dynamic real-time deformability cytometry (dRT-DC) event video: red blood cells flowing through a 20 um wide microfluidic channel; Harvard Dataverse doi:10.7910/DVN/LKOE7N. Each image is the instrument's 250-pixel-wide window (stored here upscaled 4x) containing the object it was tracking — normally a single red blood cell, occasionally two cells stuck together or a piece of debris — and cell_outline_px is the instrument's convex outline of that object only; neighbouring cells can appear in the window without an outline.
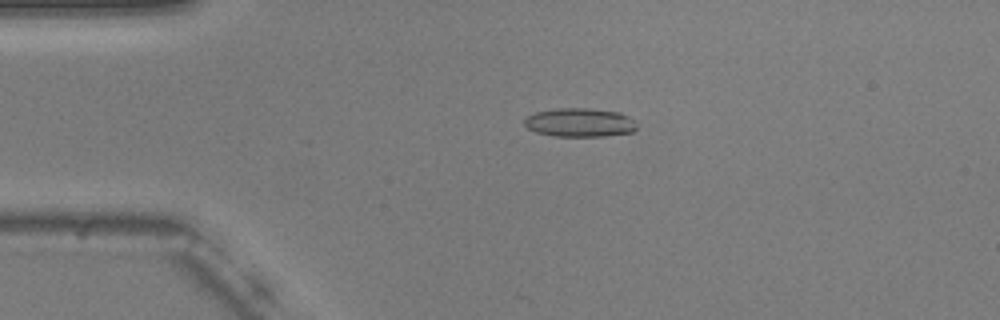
{"species": "common noctule bat (a hibernating species)", "species_latin": "Nyctalus noctula", "temperature_condition": "warm", "stored_images_in_passage": 54, "camera_frame_rate_fps": 3000, "um_per_image_px": 0.085, "animal": {"sex": "male", "body_mass_g": 20.5, "forearm_length_mm": 52.5}, "frame": {"image": 1, "passage_image": 12, "time_ms": 3.667, "image_size_px": [1000, 320], "cell_outline_px": [[636, 128], [632, 132], [604, 136], [556, 136], [536, 132], [528, 128], [524, 124], [524, 120], [528, 116], [536, 112], [556, 108], [588, 108], [620, 112], [636, 120]], "centroid_in_image_um": [49.3, 10.41], "position_along_channel_um": 35.7, "area_um2": 18.84}}
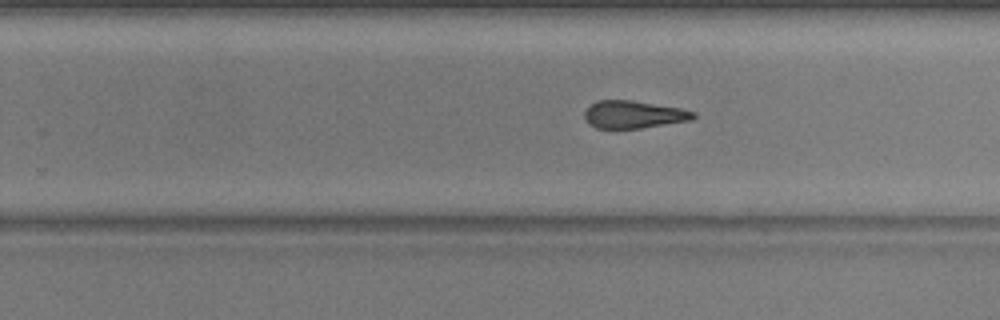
{"frame": {"image": 2, "passage_image": 34, "time_ms": 11.0, "image_size_px": [1000, 320], "cell_outline_px": [[696, 116], [692, 120], [640, 128], [596, 128], [588, 124], [584, 116], [584, 112], [588, 104], [596, 100], [632, 100], [680, 108], [696, 112]], "centroid_in_image_um": [53.82, 9.72], "position_along_channel_um": 276.0, "area_um2": 17.63}}
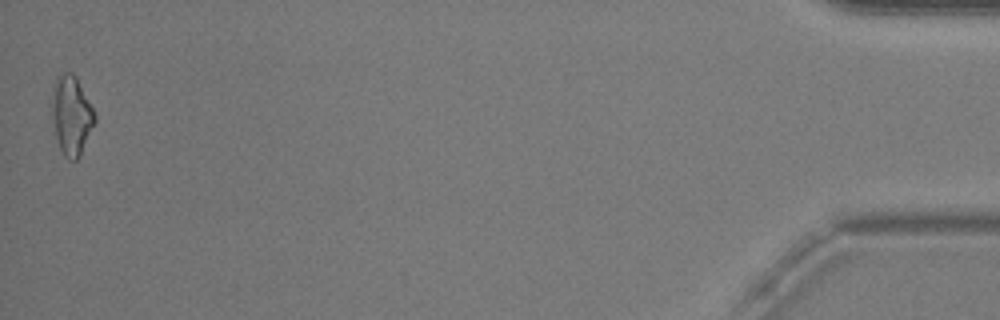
{"frame": {"image": 3, "passage_image": 54, "time_ms": 17.667, "image_size_px": [1000, 320], "cell_outline_px": [[96, 120], [80, 156], [76, 160], [68, 160], [64, 156], [60, 148], [56, 136], [52, 116], [52, 104], [56, 84], [60, 76], [64, 72], [72, 72], [76, 76], [96, 112]], "centroid_in_image_um": [6.12, 9.84], "position_along_channel_um": 429.1, "area_um2": 19.42}, "authors_computed_cell_mechanics": {"area_um2": 18.3804, "velocity_mm_per_s": 3.7456, "shape_relaxation_time_tau1_ms": null, "shape_relaxation_time_tau2_ms": 3.3136, "deformation_change_tau1": null, "deformation_change_tau2": 0.1358}}